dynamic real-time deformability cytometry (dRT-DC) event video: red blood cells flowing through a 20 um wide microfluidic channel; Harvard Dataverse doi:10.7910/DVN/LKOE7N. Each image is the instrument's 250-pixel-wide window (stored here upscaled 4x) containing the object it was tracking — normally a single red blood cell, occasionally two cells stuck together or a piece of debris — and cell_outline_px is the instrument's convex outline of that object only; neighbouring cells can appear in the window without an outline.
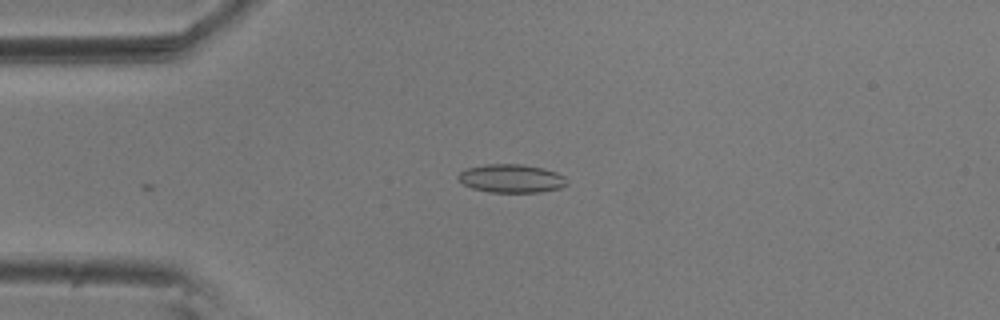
{"species": "common noctule bat (a hibernating species)", "species_latin": "Nyctalus noctula", "temperature_condition": "room temperature", "stored_images_in_passage": 8, "camera_frame_rate_fps": 3000, "um_per_image_px": 0.085, "animal": {"sex": "male", "body_mass_g": 20.5, "forearm_length_mm": 52.5}, "frame": {"image": 1, "passage_image": 2, "time_ms": 0.333, "image_size_px": [1000, 320], "cell_outline_px": [[568, 184], [560, 188], [540, 192], [488, 192], [472, 188], [464, 184], [456, 176], [460, 172], [468, 168], [484, 164], [520, 164], [544, 168], [556, 172], [564, 176]], "centroid_in_image_um": [43.47, 15.17], "position_along_channel_um": 41.5, "area_um2": 17.98}}
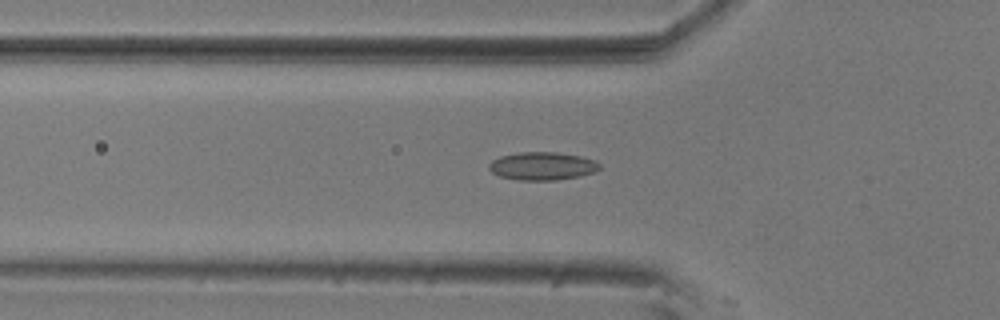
{"frame": {"image": 2, "passage_image": 7, "time_ms": 2.0, "image_size_px": [1000, 320], "cell_outline_px": [[600, 168], [596, 172], [580, 176], [556, 180], [520, 180], [500, 176], [492, 172], [488, 168], [488, 164], [492, 160], [500, 156], [520, 152], [556, 152], [580, 156], [596, 160], [600, 164]], "centroid_in_image_um": [46.12, 14.11], "position_along_channel_um": 79.7, "area_um2": 18.15}}